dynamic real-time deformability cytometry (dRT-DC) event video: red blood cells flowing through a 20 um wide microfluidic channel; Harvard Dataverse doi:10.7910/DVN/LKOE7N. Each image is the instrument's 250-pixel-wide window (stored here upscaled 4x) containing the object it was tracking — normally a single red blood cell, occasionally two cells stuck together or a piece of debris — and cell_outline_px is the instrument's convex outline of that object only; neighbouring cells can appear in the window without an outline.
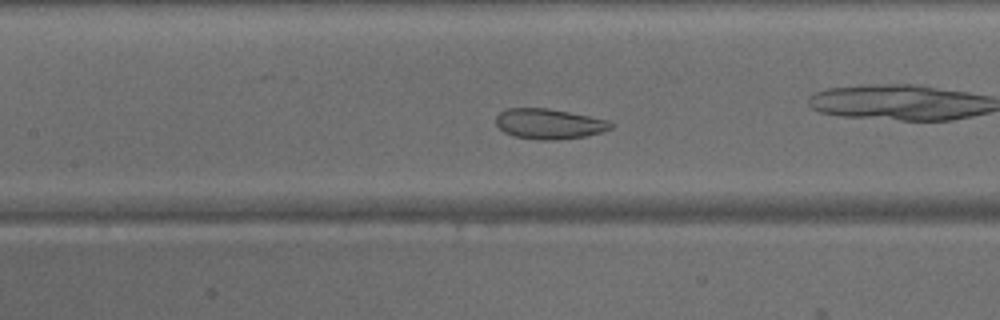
{"species": "common noctule bat (a hibernating species)", "species_latin": "Nyctalus noctula", "temperature_condition": "warm", "stored_images_in_passage": 49, "camera_frame_rate_fps": 3000, "um_per_image_px": 0.085, "animal": {"sex": "male", "body_mass_g": 15.6}, "frame": {"image": 1, "passage_image": 22, "time_ms": 7.0, "image_size_px": [1000, 320], "cell_outline_px": [[616, 124], [612, 128], [600, 132], [584, 136], [556, 140], [540, 140], [516, 136], [504, 132], [496, 124], [496, 116], [500, 112], [508, 108], [548, 108], [608, 120]], "centroid_in_image_um": [46.68, 10.52], "position_along_channel_um": 160.7, "area_um2": 20.11}}